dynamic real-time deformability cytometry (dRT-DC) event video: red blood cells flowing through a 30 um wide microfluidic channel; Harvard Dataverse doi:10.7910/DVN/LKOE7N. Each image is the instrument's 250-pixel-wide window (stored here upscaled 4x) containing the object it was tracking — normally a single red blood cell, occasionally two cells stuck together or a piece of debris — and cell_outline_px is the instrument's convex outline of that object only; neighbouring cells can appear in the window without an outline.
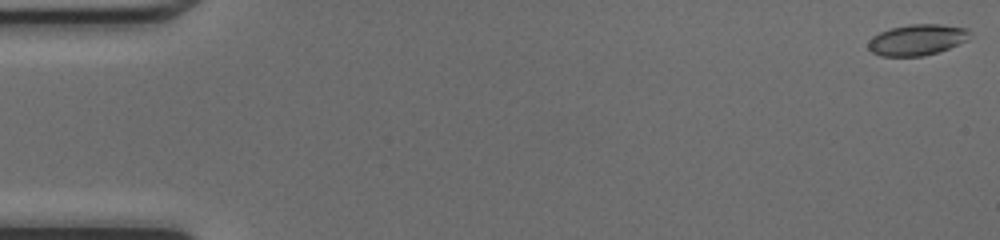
{"species": "common noctule bat (a hibernating species)", "species_latin": "Nyctalus noctula", "temperature_condition": "cold", "stored_images_in_passage": 8, "camera_frame_rate_fps": 3000, "um_per_image_px": 0.085, "animal": {"sex": "female", "body_mass_g": 17.0, "forearm_length_mm": 48.0}, "frame": {"image": 1, "passage_image": 1, "time_ms": 0.0, "image_size_px": [1000, 240], "cell_outline_px": [[968, 40], [948, 48], [924, 56], [880, 56], [872, 52], [868, 48], [868, 44], [872, 36], [880, 32], [892, 28], [908, 24], [940, 24], [968, 28]], "centroid_in_image_um": [77.93, 3.38], "position_along_channel_um": 7.1, "area_um2": 18.21}}